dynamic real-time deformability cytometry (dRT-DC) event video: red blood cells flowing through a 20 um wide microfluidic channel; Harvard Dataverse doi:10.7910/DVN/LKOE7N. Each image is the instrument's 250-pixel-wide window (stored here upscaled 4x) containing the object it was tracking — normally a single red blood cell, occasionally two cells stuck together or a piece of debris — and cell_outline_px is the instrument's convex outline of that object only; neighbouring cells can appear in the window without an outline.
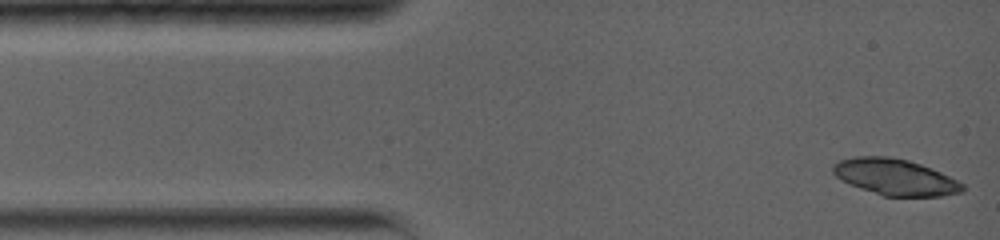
{"species": "common noctule bat (a hibernating species)", "species_latin": "Nyctalus noctula", "temperature_condition": "warm", "stored_images_in_passage": 3, "camera_frame_rate_fps": 5000, "um_per_image_px": 0.085, "animal": {"sex": "female", "body_mass_g": 19.0, "forearm_length_mm": 56.7}, "frame": {"image": 1, "passage_image": 1, "time_ms": 0.0, "image_size_px": [1000, 240], "cell_outline_px": [[964, 192], [940, 196], [884, 196], [860, 188], [836, 176], [832, 172], [832, 164], [840, 160], [856, 156], [888, 156], [908, 160], [932, 168], [964, 184]], "centroid_in_image_um": [76.1, 15.04], "position_along_channel_um": 8.9, "area_um2": 27.17}}